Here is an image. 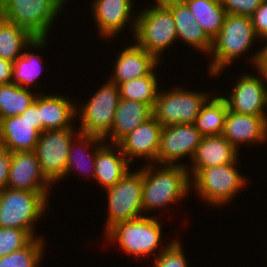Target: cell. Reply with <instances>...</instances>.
Masks as SVG:
<instances>
[{"label":"cell","instance_id":"cell-1","mask_svg":"<svg viewBox=\"0 0 267 267\" xmlns=\"http://www.w3.org/2000/svg\"><path fill=\"white\" fill-rule=\"evenodd\" d=\"M157 165L146 163L143 166L142 208L144 215L158 208L163 210L170 204L184 200L192 190L186 166L161 165L159 167Z\"/></svg>","mask_w":267,"mask_h":267},{"label":"cell","instance_id":"cell-2","mask_svg":"<svg viewBox=\"0 0 267 267\" xmlns=\"http://www.w3.org/2000/svg\"><path fill=\"white\" fill-rule=\"evenodd\" d=\"M258 40L253 30L251 17L227 14L219 34L212 40V57L208 67V75L215 78L222 75L225 68L233 64L239 57L251 51L253 42Z\"/></svg>","mask_w":267,"mask_h":267},{"label":"cell","instance_id":"cell-3","mask_svg":"<svg viewBox=\"0 0 267 267\" xmlns=\"http://www.w3.org/2000/svg\"><path fill=\"white\" fill-rule=\"evenodd\" d=\"M160 220L154 216H142L130 221L116 224L104 236L111 245L118 244L119 249L126 254H130L139 259H147L154 254L155 258L170 244L161 247L162 226ZM159 253H158V252ZM157 252V253H156Z\"/></svg>","mask_w":267,"mask_h":267},{"label":"cell","instance_id":"cell-4","mask_svg":"<svg viewBox=\"0 0 267 267\" xmlns=\"http://www.w3.org/2000/svg\"><path fill=\"white\" fill-rule=\"evenodd\" d=\"M155 2L138 11L133 42L162 62L164 51L176 44L177 32L171 10L161 0Z\"/></svg>","mask_w":267,"mask_h":267},{"label":"cell","instance_id":"cell-5","mask_svg":"<svg viewBox=\"0 0 267 267\" xmlns=\"http://www.w3.org/2000/svg\"><path fill=\"white\" fill-rule=\"evenodd\" d=\"M50 193L4 188L0 191V227L22 229L39 237L35 224L48 209Z\"/></svg>","mask_w":267,"mask_h":267},{"label":"cell","instance_id":"cell-6","mask_svg":"<svg viewBox=\"0 0 267 267\" xmlns=\"http://www.w3.org/2000/svg\"><path fill=\"white\" fill-rule=\"evenodd\" d=\"M238 160L240 159L226 165L200 169L190 179L191 187L198 198L214 207L225 206L233 201L248 182L238 170Z\"/></svg>","mask_w":267,"mask_h":267},{"label":"cell","instance_id":"cell-7","mask_svg":"<svg viewBox=\"0 0 267 267\" xmlns=\"http://www.w3.org/2000/svg\"><path fill=\"white\" fill-rule=\"evenodd\" d=\"M143 167L129 172L113 187L106 189V234L116 224L142 217Z\"/></svg>","mask_w":267,"mask_h":267},{"label":"cell","instance_id":"cell-8","mask_svg":"<svg viewBox=\"0 0 267 267\" xmlns=\"http://www.w3.org/2000/svg\"><path fill=\"white\" fill-rule=\"evenodd\" d=\"M81 107H75L80 133L104 138L112 129L120 100L119 86L109 79ZM79 117H78V116Z\"/></svg>","mask_w":267,"mask_h":267},{"label":"cell","instance_id":"cell-9","mask_svg":"<svg viewBox=\"0 0 267 267\" xmlns=\"http://www.w3.org/2000/svg\"><path fill=\"white\" fill-rule=\"evenodd\" d=\"M208 93V94H207ZM211 92L188 91L176 87L171 91L159 90L152 109L153 117L162 125L193 124Z\"/></svg>","mask_w":267,"mask_h":267},{"label":"cell","instance_id":"cell-10","mask_svg":"<svg viewBox=\"0 0 267 267\" xmlns=\"http://www.w3.org/2000/svg\"><path fill=\"white\" fill-rule=\"evenodd\" d=\"M61 14L49 0H2L1 17L28 30L36 38H48Z\"/></svg>","mask_w":267,"mask_h":267},{"label":"cell","instance_id":"cell-11","mask_svg":"<svg viewBox=\"0 0 267 267\" xmlns=\"http://www.w3.org/2000/svg\"><path fill=\"white\" fill-rule=\"evenodd\" d=\"M76 130L73 126L39 134L34 151L43 175L52 185L65 178L68 151L73 139L80 133Z\"/></svg>","mask_w":267,"mask_h":267},{"label":"cell","instance_id":"cell-12","mask_svg":"<svg viewBox=\"0 0 267 267\" xmlns=\"http://www.w3.org/2000/svg\"><path fill=\"white\" fill-rule=\"evenodd\" d=\"M256 74L242 73L229 92L228 110L252 116H267V78L257 69Z\"/></svg>","mask_w":267,"mask_h":267},{"label":"cell","instance_id":"cell-13","mask_svg":"<svg viewBox=\"0 0 267 267\" xmlns=\"http://www.w3.org/2000/svg\"><path fill=\"white\" fill-rule=\"evenodd\" d=\"M201 138L194 124L162 126L157 164L187 166L180 161L185 157L192 159Z\"/></svg>","mask_w":267,"mask_h":267},{"label":"cell","instance_id":"cell-14","mask_svg":"<svg viewBox=\"0 0 267 267\" xmlns=\"http://www.w3.org/2000/svg\"><path fill=\"white\" fill-rule=\"evenodd\" d=\"M134 0H93L91 10L95 25L102 38L116 37L128 24L134 34L136 15L134 14ZM134 14V15H133ZM133 15V16H132ZM135 16V17H134ZM131 21V22H130ZM130 23V24H129ZM116 35V36H115Z\"/></svg>","mask_w":267,"mask_h":267},{"label":"cell","instance_id":"cell-15","mask_svg":"<svg viewBox=\"0 0 267 267\" xmlns=\"http://www.w3.org/2000/svg\"><path fill=\"white\" fill-rule=\"evenodd\" d=\"M162 125L152 116L117 144L126 159L132 164L135 159H144L148 164H157Z\"/></svg>","mask_w":267,"mask_h":267},{"label":"cell","instance_id":"cell-16","mask_svg":"<svg viewBox=\"0 0 267 267\" xmlns=\"http://www.w3.org/2000/svg\"><path fill=\"white\" fill-rule=\"evenodd\" d=\"M222 135L239 151L241 145L267 141V116L239 114L228 110Z\"/></svg>","mask_w":267,"mask_h":267},{"label":"cell","instance_id":"cell-17","mask_svg":"<svg viewBox=\"0 0 267 267\" xmlns=\"http://www.w3.org/2000/svg\"><path fill=\"white\" fill-rule=\"evenodd\" d=\"M52 186L41 171L35 151L12 152L7 188L50 191Z\"/></svg>","mask_w":267,"mask_h":267},{"label":"cell","instance_id":"cell-18","mask_svg":"<svg viewBox=\"0 0 267 267\" xmlns=\"http://www.w3.org/2000/svg\"><path fill=\"white\" fill-rule=\"evenodd\" d=\"M239 151L222 135L202 136L191 161L186 166L190 179L202 168L235 162Z\"/></svg>","mask_w":267,"mask_h":267},{"label":"cell","instance_id":"cell-19","mask_svg":"<svg viewBox=\"0 0 267 267\" xmlns=\"http://www.w3.org/2000/svg\"><path fill=\"white\" fill-rule=\"evenodd\" d=\"M170 10L175 21L177 40L195 48L204 55L212 49V40L203 31L195 16L183 0H161Z\"/></svg>","mask_w":267,"mask_h":267},{"label":"cell","instance_id":"cell-20","mask_svg":"<svg viewBox=\"0 0 267 267\" xmlns=\"http://www.w3.org/2000/svg\"><path fill=\"white\" fill-rule=\"evenodd\" d=\"M120 51L115 58L113 72L110 81L119 85L132 79L148 75L159 61L145 49L139 47L135 42Z\"/></svg>","mask_w":267,"mask_h":267},{"label":"cell","instance_id":"cell-21","mask_svg":"<svg viewBox=\"0 0 267 267\" xmlns=\"http://www.w3.org/2000/svg\"><path fill=\"white\" fill-rule=\"evenodd\" d=\"M110 144V145H109ZM103 142L97 149L94 180L104 190L113 187L130 170L131 163L116 143Z\"/></svg>","mask_w":267,"mask_h":267},{"label":"cell","instance_id":"cell-22","mask_svg":"<svg viewBox=\"0 0 267 267\" xmlns=\"http://www.w3.org/2000/svg\"><path fill=\"white\" fill-rule=\"evenodd\" d=\"M73 102V103H72ZM76 105L68 96L38 94L40 121L45 130L72 128L76 119Z\"/></svg>","mask_w":267,"mask_h":267},{"label":"cell","instance_id":"cell-23","mask_svg":"<svg viewBox=\"0 0 267 267\" xmlns=\"http://www.w3.org/2000/svg\"><path fill=\"white\" fill-rule=\"evenodd\" d=\"M39 133L21 115L0 120V147L12 152L34 151Z\"/></svg>","mask_w":267,"mask_h":267},{"label":"cell","instance_id":"cell-24","mask_svg":"<svg viewBox=\"0 0 267 267\" xmlns=\"http://www.w3.org/2000/svg\"><path fill=\"white\" fill-rule=\"evenodd\" d=\"M152 116V108L148 104L120 98L112 129L103 139L107 143L110 141V143L117 144L124 136Z\"/></svg>","mask_w":267,"mask_h":267},{"label":"cell","instance_id":"cell-25","mask_svg":"<svg viewBox=\"0 0 267 267\" xmlns=\"http://www.w3.org/2000/svg\"><path fill=\"white\" fill-rule=\"evenodd\" d=\"M103 142L104 139L101 137L79 133L73 139L68 151L65 177L72 174L71 172L76 171L77 173L79 171L78 173H82L83 175L84 173L85 175L88 173L87 175H91L94 179L96 153L98 147ZM88 164L90 167H88Z\"/></svg>","mask_w":267,"mask_h":267},{"label":"cell","instance_id":"cell-26","mask_svg":"<svg viewBox=\"0 0 267 267\" xmlns=\"http://www.w3.org/2000/svg\"><path fill=\"white\" fill-rule=\"evenodd\" d=\"M47 38H36L24 51L23 54L13 62L12 83L30 89L39 86L37 79L43 72L42 55L34 54L35 49L46 46ZM34 49L33 52L30 50Z\"/></svg>","mask_w":267,"mask_h":267},{"label":"cell","instance_id":"cell-27","mask_svg":"<svg viewBox=\"0 0 267 267\" xmlns=\"http://www.w3.org/2000/svg\"><path fill=\"white\" fill-rule=\"evenodd\" d=\"M206 35L213 40L221 30L227 12L220 0H183Z\"/></svg>","mask_w":267,"mask_h":267},{"label":"cell","instance_id":"cell-28","mask_svg":"<svg viewBox=\"0 0 267 267\" xmlns=\"http://www.w3.org/2000/svg\"><path fill=\"white\" fill-rule=\"evenodd\" d=\"M35 39L28 30L0 17V58L14 62Z\"/></svg>","mask_w":267,"mask_h":267},{"label":"cell","instance_id":"cell-29","mask_svg":"<svg viewBox=\"0 0 267 267\" xmlns=\"http://www.w3.org/2000/svg\"><path fill=\"white\" fill-rule=\"evenodd\" d=\"M227 112L228 106L223 97H213L212 93L193 124L202 136L220 135L224 130Z\"/></svg>","mask_w":267,"mask_h":267},{"label":"cell","instance_id":"cell-30","mask_svg":"<svg viewBox=\"0 0 267 267\" xmlns=\"http://www.w3.org/2000/svg\"><path fill=\"white\" fill-rule=\"evenodd\" d=\"M158 65L146 76L120 83V98L134 100L148 104L152 109L160 90L156 69Z\"/></svg>","mask_w":267,"mask_h":267},{"label":"cell","instance_id":"cell-31","mask_svg":"<svg viewBox=\"0 0 267 267\" xmlns=\"http://www.w3.org/2000/svg\"><path fill=\"white\" fill-rule=\"evenodd\" d=\"M39 92L22 88L15 83L0 85V120L21 115L36 99Z\"/></svg>","mask_w":267,"mask_h":267},{"label":"cell","instance_id":"cell-32","mask_svg":"<svg viewBox=\"0 0 267 267\" xmlns=\"http://www.w3.org/2000/svg\"><path fill=\"white\" fill-rule=\"evenodd\" d=\"M44 236L35 237L27 246L0 258V267H38L44 258Z\"/></svg>","mask_w":267,"mask_h":267},{"label":"cell","instance_id":"cell-33","mask_svg":"<svg viewBox=\"0 0 267 267\" xmlns=\"http://www.w3.org/2000/svg\"><path fill=\"white\" fill-rule=\"evenodd\" d=\"M35 237L18 228L0 227V258L27 246Z\"/></svg>","mask_w":267,"mask_h":267},{"label":"cell","instance_id":"cell-34","mask_svg":"<svg viewBox=\"0 0 267 267\" xmlns=\"http://www.w3.org/2000/svg\"><path fill=\"white\" fill-rule=\"evenodd\" d=\"M170 244L154 258L153 267H188L182 241L174 238Z\"/></svg>","mask_w":267,"mask_h":267},{"label":"cell","instance_id":"cell-35","mask_svg":"<svg viewBox=\"0 0 267 267\" xmlns=\"http://www.w3.org/2000/svg\"><path fill=\"white\" fill-rule=\"evenodd\" d=\"M263 0H220L227 14L251 16Z\"/></svg>","mask_w":267,"mask_h":267},{"label":"cell","instance_id":"cell-36","mask_svg":"<svg viewBox=\"0 0 267 267\" xmlns=\"http://www.w3.org/2000/svg\"><path fill=\"white\" fill-rule=\"evenodd\" d=\"M250 17L258 41L263 42L267 40V0H263Z\"/></svg>","mask_w":267,"mask_h":267},{"label":"cell","instance_id":"cell-37","mask_svg":"<svg viewBox=\"0 0 267 267\" xmlns=\"http://www.w3.org/2000/svg\"><path fill=\"white\" fill-rule=\"evenodd\" d=\"M12 160V153L0 147V191L6 188Z\"/></svg>","mask_w":267,"mask_h":267},{"label":"cell","instance_id":"cell-38","mask_svg":"<svg viewBox=\"0 0 267 267\" xmlns=\"http://www.w3.org/2000/svg\"><path fill=\"white\" fill-rule=\"evenodd\" d=\"M22 117H25L33 125L34 129L40 134L46 131L43 127L42 122L40 121V111L38 110V96L35 101L21 114Z\"/></svg>","mask_w":267,"mask_h":267},{"label":"cell","instance_id":"cell-39","mask_svg":"<svg viewBox=\"0 0 267 267\" xmlns=\"http://www.w3.org/2000/svg\"><path fill=\"white\" fill-rule=\"evenodd\" d=\"M263 43L265 44L261 47L262 49H259L254 55H249L251 58L249 62H251L252 68H257L267 78V40Z\"/></svg>","mask_w":267,"mask_h":267},{"label":"cell","instance_id":"cell-40","mask_svg":"<svg viewBox=\"0 0 267 267\" xmlns=\"http://www.w3.org/2000/svg\"><path fill=\"white\" fill-rule=\"evenodd\" d=\"M13 62L0 58V85L12 83Z\"/></svg>","mask_w":267,"mask_h":267},{"label":"cell","instance_id":"cell-41","mask_svg":"<svg viewBox=\"0 0 267 267\" xmlns=\"http://www.w3.org/2000/svg\"><path fill=\"white\" fill-rule=\"evenodd\" d=\"M60 12H62V8L64 7L65 3L69 0H49Z\"/></svg>","mask_w":267,"mask_h":267}]
</instances>
